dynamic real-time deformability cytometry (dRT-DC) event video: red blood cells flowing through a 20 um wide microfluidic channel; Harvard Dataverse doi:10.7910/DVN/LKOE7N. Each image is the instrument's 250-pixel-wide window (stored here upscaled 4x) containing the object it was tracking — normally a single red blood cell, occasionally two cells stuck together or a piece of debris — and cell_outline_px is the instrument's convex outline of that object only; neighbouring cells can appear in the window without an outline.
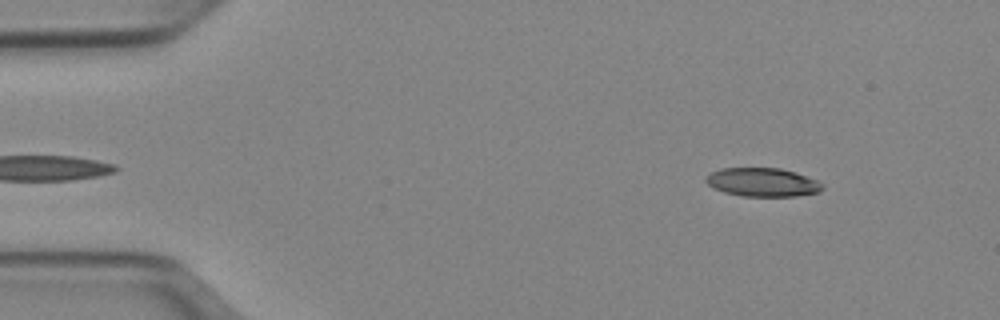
{"species": "Egyptian fruit bat (a non-hibernating species)", "species_latin": "Rousettus aegyptiacus", "temperature_condition": "cold", "stored_images_in_passage": 48, "camera_frame_rate_fps": 3000, "um_per_image_px": 0.085, "animal": {"sex": "female"}, "frame": {"image": 1, "passage_image": 3, "time_ms": 0.667, "image_size_px": [1000, 320], "cell_outline_px": [[824, 188], [820, 192], [796, 196], [744, 196], [724, 192], [712, 188], [704, 180], [712, 172], [720, 168], [780, 168], [796, 172], [820, 180], [824, 184]], "centroid_in_image_um": [64.87, 15.49], "position_along_channel_um": 20.1, "area_um2": 19.65}}
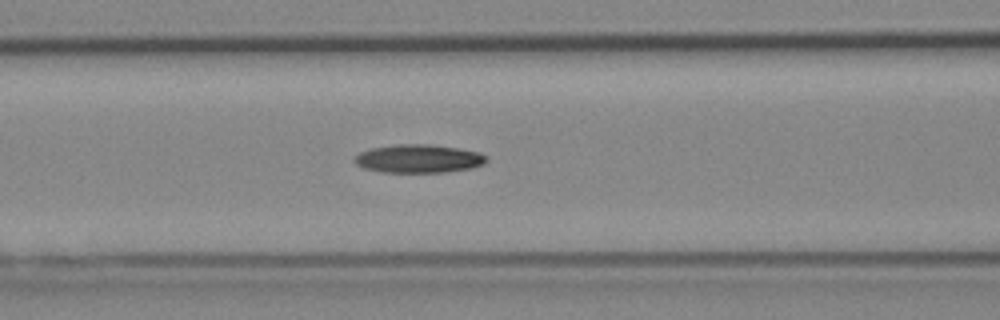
{"frame": {"image": 2, "passage_image": 18, "time_ms": 5.667, "image_size_px": [1000, 320], "cell_outline_px": [[488, 160], [484, 164], [472, 168], [444, 172], [380, 172], [364, 168], [356, 164], [352, 160], [360, 152], [372, 148], [396, 144], [428, 144], [456, 148], [480, 152], [488, 156]], "centroid_in_image_um": [35.59, 13.49], "position_along_channel_um": 131.0, "area_um2": 21.85}}
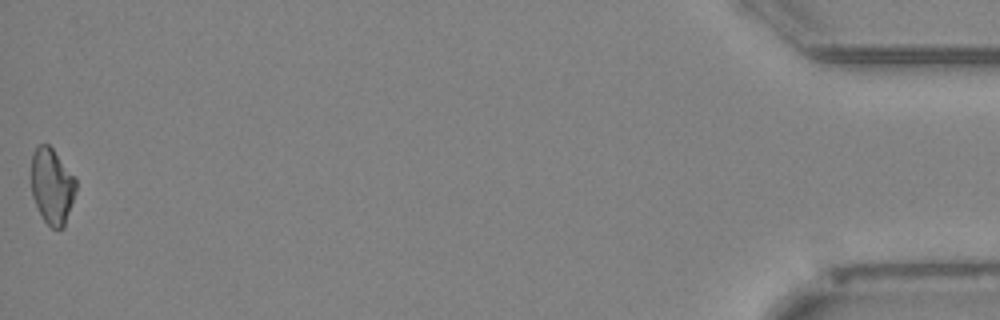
{"frame": {"image": 3, "passage_image": 48, "time_ms": 15.667, "image_size_px": [1000, 320], "cell_outline_px": [[76, 192], [64, 228], [52, 228], [44, 220], [32, 196], [32, 152], [40, 144], [48, 144], [52, 148], [76, 180]], "centroid_in_image_um": [4.43, 15.83], "position_along_channel_um": 430.8, "area_um2": 19.42}, "authors_computed_cell_mechanics": {"area_um2": 20.8369, "velocity_mm_per_s": 3.9645, "shape_relaxation_time_tau1_ms": null, "shape_relaxation_time_tau2_ms": 8.7894, "deformation_change_tau1": null, "deformation_change_tau2": 0.1866}}